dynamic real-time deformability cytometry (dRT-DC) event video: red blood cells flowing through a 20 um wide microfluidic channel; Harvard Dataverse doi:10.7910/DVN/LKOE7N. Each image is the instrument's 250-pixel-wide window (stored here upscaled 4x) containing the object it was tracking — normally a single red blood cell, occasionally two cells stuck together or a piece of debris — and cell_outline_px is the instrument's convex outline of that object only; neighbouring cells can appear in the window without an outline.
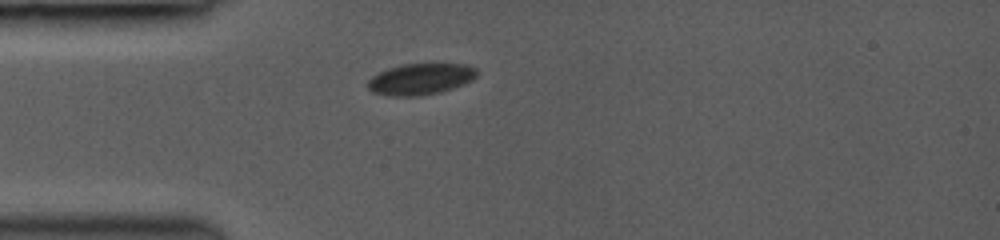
{"species": "common noctule bat (a hibernating species)", "species_latin": "Nyctalus noctula", "temperature_condition": "room temperature", "stored_images_in_passage": 8, "camera_frame_rate_fps": 3000, "um_per_image_px": 0.085, "animal": {"sex": "female", "body_mass_g": 19.0, "forearm_length_mm": 53.3}, "frame": {"image": 1, "passage_image": 1, "time_ms": 0.0, "image_size_px": [1000, 240], "cell_outline_px": [[476, 76], [472, 80], [464, 84], [440, 92], [420, 96], [388, 96], [372, 92], [368, 88], [368, 80], [372, 76], [388, 68], [400, 64], [468, 64], [476, 68]], "centroid_in_image_um": [35.73, 6.72], "position_along_channel_um": 49.3, "area_um2": 19.94}}